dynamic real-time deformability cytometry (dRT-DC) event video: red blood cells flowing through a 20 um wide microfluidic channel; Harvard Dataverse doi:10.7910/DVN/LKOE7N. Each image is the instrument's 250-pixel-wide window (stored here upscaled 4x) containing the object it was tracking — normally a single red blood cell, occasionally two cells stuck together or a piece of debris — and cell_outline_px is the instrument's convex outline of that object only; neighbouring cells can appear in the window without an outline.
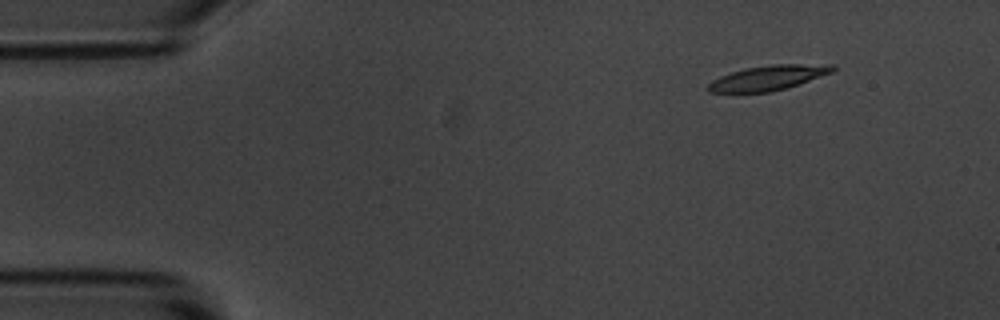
{"species": "common noctule bat (a hibernating species)", "species_latin": "Nyctalus noctula", "temperature_condition": "room temperature", "stored_images_in_passage": 4, "camera_frame_rate_fps": 3000, "um_per_image_px": 0.085, "animal": {"sex": "male", "body_mass_g": 20.1, "forearm_length_mm": 53.5}, "frame": {"image": 1, "passage_image": 1, "time_ms": 0.0, "image_size_px": [1000, 320], "cell_outline_px": [[836, 68], [832, 72], [788, 88], [772, 92], [708, 92], [708, 84], [712, 80], [720, 76], [744, 68], [772, 64], [832, 64]], "centroid_in_image_um": [65.31, 6.61], "position_along_channel_um": 19.7, "area_um2": 18.03}}
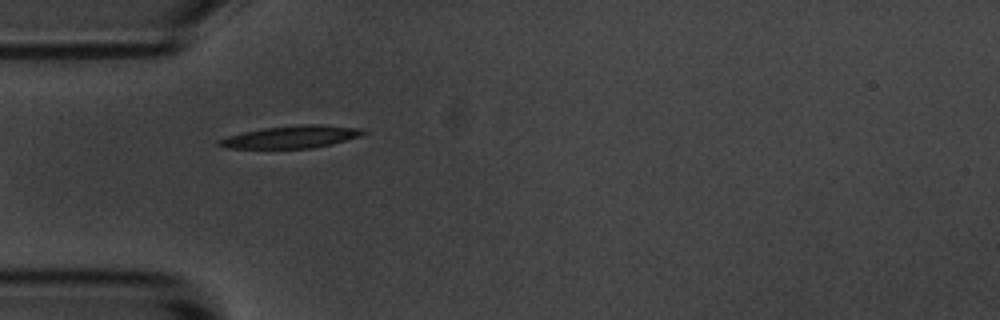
{"frame": {"image": 2, "passage_image": 3, "time_ms": 0.667, "image_size_px": [1000, 320], "cell_outline_px": [[368, 132], [360, 136], [332, 144], [312, 148], [224, 148], [216, 144], [216, 140], [228, 136], [244, 132], [264, 128], [300, 124], [320, 124], [364, 128]], "centroid_in_image_um": [24.79, 11.63], "position_along_channel_um": 60.2, "area_um2": 18.96}}